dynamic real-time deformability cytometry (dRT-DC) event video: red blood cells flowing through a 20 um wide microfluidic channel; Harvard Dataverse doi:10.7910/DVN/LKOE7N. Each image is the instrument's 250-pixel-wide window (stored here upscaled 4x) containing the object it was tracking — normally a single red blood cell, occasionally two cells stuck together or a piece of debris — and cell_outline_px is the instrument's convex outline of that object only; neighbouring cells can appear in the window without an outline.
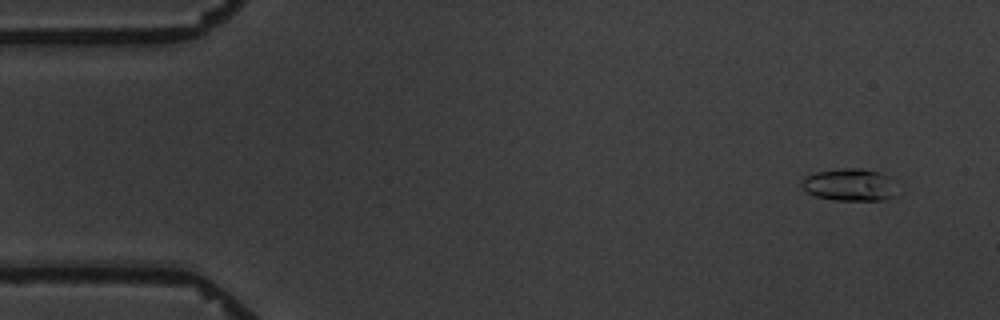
{"species": "common noctule bat (a hibernating species)", "species_latin": "Nyctalus noctula", "temperature_condition": "warm", "stored_images_in_passage": 10, "camera_frame_rate_fps": 3000, "um_per_image_px": 0.085, "animal": {"sex": "male", "body_mass_g": 19.5, "forearm_length_mm": 54.6}, "frame": {"image": 1, "passage_image": 1, "time_ms": 0.0, "image_size_px": [1000, 320], "cell_outline_px": [[896, 196], [884, 200], [836, 200], [816, 196], [808, 192], [800, 184], [804, 176], [816, 172], [840, 168], [864, 168], [876, 172], [884, 176]], "centroid_in_image_um": [72.1, 15.71], "position_along_channel_um": 12.9, "area_um2": 17.4}}
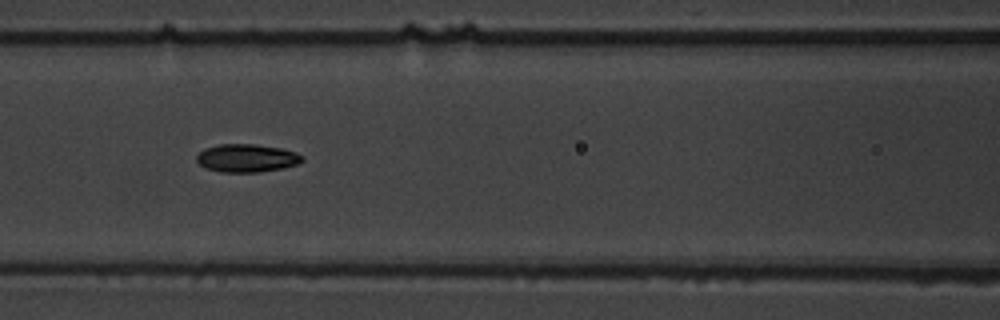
{"frame": {"image": 2, "passage_image": 7, "time_ms": 7.0, "image_size_px": [1000, 320], "cell_outline_px": [[304, 160], [296, 164], [280, 168], [260, 172], [220, 172], [208, 168], [200, 164], [196, 160], [196, 156], [204, 148], [220, 144], [256, 144], [284, 148], [296, 152], [304, 156]], "centroid_in_image_um": [20.99, 13.42], "position_along_channel_um": 145.6, "area_um2": 17.28}}
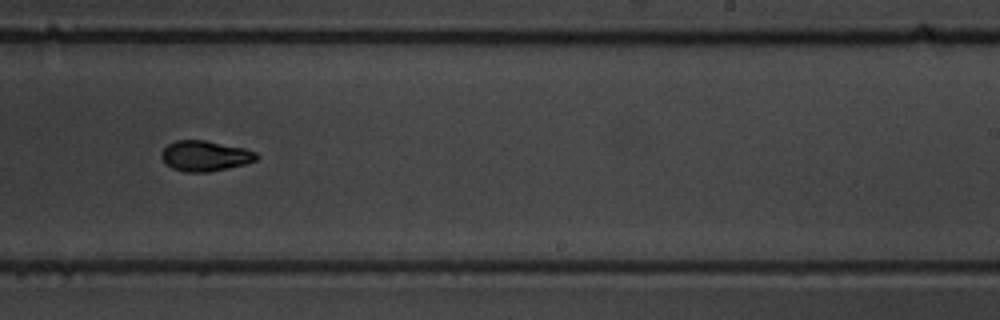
{"frame": {"image": 3, "passage_image": 10, "time_ms": 10.667, "image_size_px": [1000, 320], "cell_outline_px": [[260, 156], [256, 160], [244, 164], [228, 168], [208, 172], [184, 172], [172, 168], [160, 156], [160, 152], [168, 144], [176, 140], [204, 140], [244, 148], [256, 152]], "centroid_in_image_um": [17.43, 13.25], "position_along_channel_um": 271.6, "area_um2": 16.82}}